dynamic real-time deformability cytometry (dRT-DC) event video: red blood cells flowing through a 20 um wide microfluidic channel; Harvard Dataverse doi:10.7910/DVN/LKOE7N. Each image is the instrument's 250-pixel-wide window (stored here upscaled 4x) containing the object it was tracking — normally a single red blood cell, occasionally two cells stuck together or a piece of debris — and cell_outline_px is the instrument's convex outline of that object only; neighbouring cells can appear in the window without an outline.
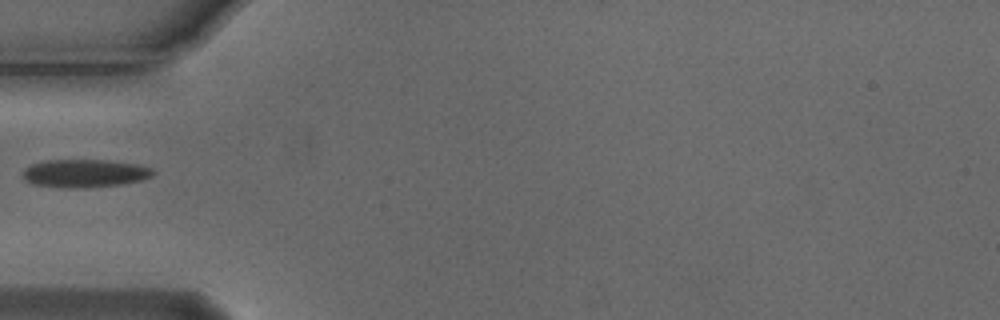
{"species": "Egyptian fruit bat (a non-hibernating species)", "species_latin": "Rousettus aegyptiacus", "temperature_condition": "cold", "stored_images_in_passage": 2, "camera_frame_rate_fps": 3000, "um_per_image_px": 0.085, "animal": {"sex": "male"}, "frame": {"image": 1, "passage_image": 1, "time_ms": 0.0, "image_size_px": [1000, 320], "cell_outline_px": [[156, 172], [152, 176], [140, 180], [120, 184], [88, 188], [60, 188], [32, 184], [24, 180], [24, 168], [32, 164], [48, 160], [108, 160], [136, 164], [152, 168]], "centroid_in_image_um": [7.19, 14.74], "position_along_channel_um": 77.8, "area_um2": 21.39}}
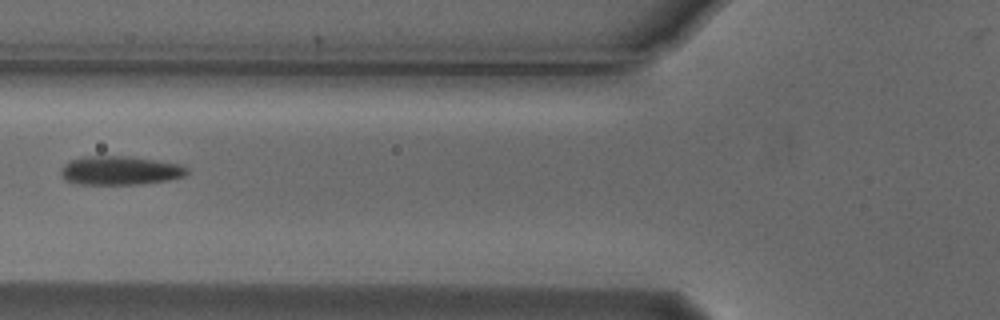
{"frame": {"image": 2, "passage_image": 2, "time_ms": 0.333, "image_size_px": [1000, 320], "cell_outline_px": [[188, 172], [184, 176], [168, 180], [140, 184], [76, 184], [64, 180], [60, 172], [64, 164], [72, 160], [88, 156], [124, 156], [180, 164], [188, 168]], "centroid_in_image_um": [10.18, 14.5], "position_along_channel_um": 115.6, "area_um2": 20.98}}